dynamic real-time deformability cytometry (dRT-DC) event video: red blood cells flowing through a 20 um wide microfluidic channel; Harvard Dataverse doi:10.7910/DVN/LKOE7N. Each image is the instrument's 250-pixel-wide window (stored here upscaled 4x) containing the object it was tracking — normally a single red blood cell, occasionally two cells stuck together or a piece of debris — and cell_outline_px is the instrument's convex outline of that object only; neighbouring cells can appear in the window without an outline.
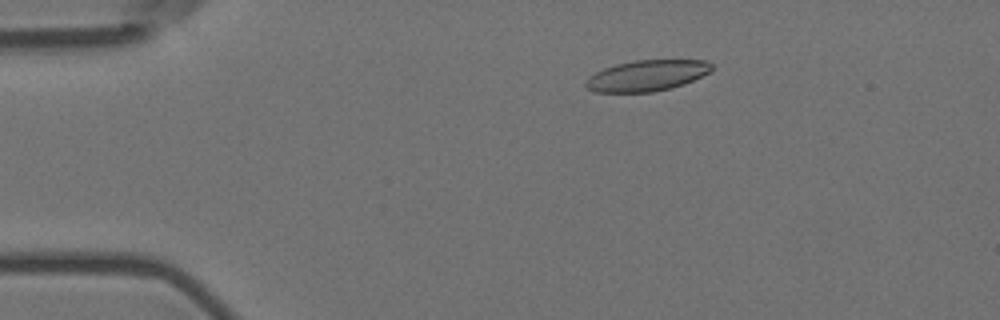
{"species": "Egyptian fruit bat (a non-hibernating species)", "species_latin": "Rousettus aegyptiacus", "temperature_condition": "room temperature", "stored_images_in_passage": 6, "camera_frame_rate_fps": 3000, "um_per_image_px": 0.085, "animal": {"sex": "female"}, "frame": {"image": 1, "passage_image": 3, "time_ms": 0.667, "image_size_px": [1000, 320], "cell_outline_px": [[712, 68], [708, 72], [684, 84], [672, 88], [652, 92], [596, 92], [588, 88], [584, 84], [588, 76], [604, 68], [616, 64], [636, 60], [708, 60], [712, 64]], "centroid_in_image_um": [54.96, 6.42], "position_along_channel_um": 30.0, "area_um2": 22.6}}
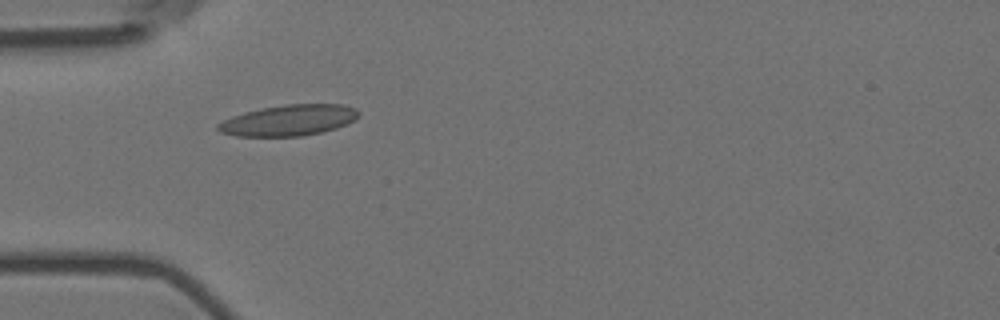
{"frame": {"image": 2, "passage_image": 5, "time_ms": 1.333, "image_size_px": [1000, 320], "cell_outline_px": [[360, 116], [356, 120], [348, 124], [336, 128], [304, 136], [236, 136], [220, 132], [216, 128], [216, 124], [232, 116], [244, 112], [260, 108], [284, 104], [344, 104], [356, 108], [360, 112]], "centroid_in_image_um": [24.58, 10.21], "position_along_channel_um": 60.4, "area_um2": 25.66}}
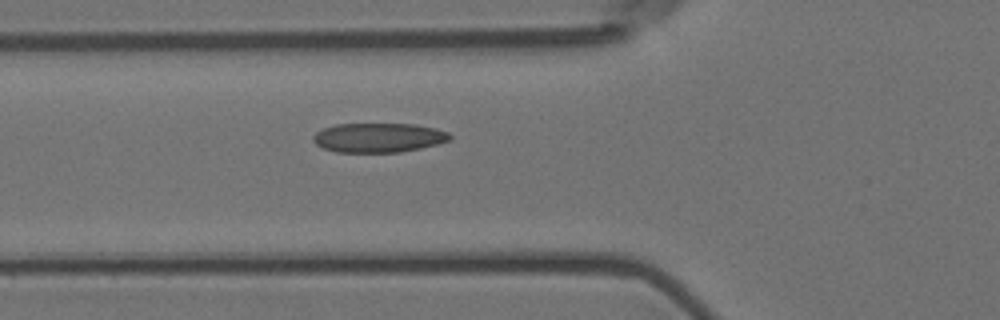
{"frame": {"image": 3, "passage_image": 6, "time_ms": 1.667, "image_size_px": [1000, 320], "cell_outline_px": [[452, 140], [420, 148], [400, 152], [336, 152], [324, 148], [316, 144], [312, 140], [312, 136], [316, 132], [324, 128], [336, 124], [416, 124], [436, 128], [448, 132], [452, 136]], "centroid_in_image_um": [32.19, 11.7], "position_along_channel_um": 93.6, "area_um2": 23.47}}